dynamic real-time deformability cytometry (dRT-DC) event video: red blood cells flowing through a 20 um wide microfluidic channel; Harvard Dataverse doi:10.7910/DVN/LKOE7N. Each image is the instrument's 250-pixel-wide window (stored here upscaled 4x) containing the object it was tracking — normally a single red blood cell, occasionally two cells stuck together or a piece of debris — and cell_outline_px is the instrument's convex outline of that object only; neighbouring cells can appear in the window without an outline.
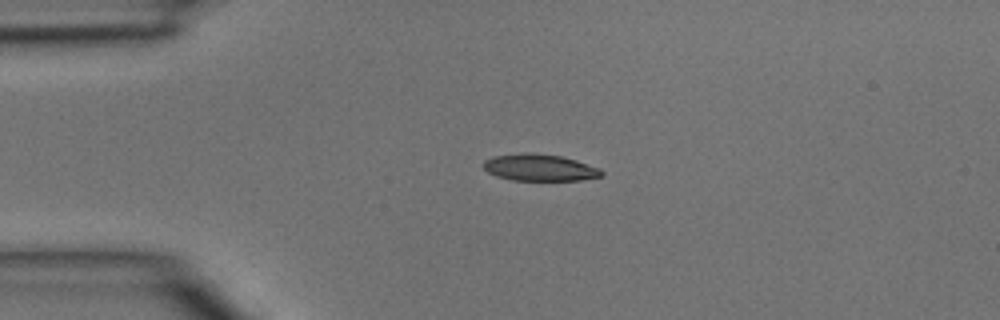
{"species": "common noctule bat (a hibernating species)", "species_latin": "Nyctalus noctula", "temperature_condition": "room temperature", "stored_images_in_passage": 3, "camera_frame_rate_fps": 3000, "um_per_image_px": 0.085, "animal": {"sex": "male", "body_mass_g": 15.6}, "frame": {"image": 1, "passage_image": 2, "time_ms": 0.333, "image_size_px": [1000, 320], "cell_outline_px": [[604, 176], [580, 180], [512, 180], [496, 176], [488, 172], [484, 168], [484, 160], [492, 156], [524, 152], [528, 152], [560, 156], [576, 160], [600, 168], [604, 172]], "centroid_in_image_um": [45.88, 14.24], "position_along_channel_um": 39.1, "area_um2": 18.5}}